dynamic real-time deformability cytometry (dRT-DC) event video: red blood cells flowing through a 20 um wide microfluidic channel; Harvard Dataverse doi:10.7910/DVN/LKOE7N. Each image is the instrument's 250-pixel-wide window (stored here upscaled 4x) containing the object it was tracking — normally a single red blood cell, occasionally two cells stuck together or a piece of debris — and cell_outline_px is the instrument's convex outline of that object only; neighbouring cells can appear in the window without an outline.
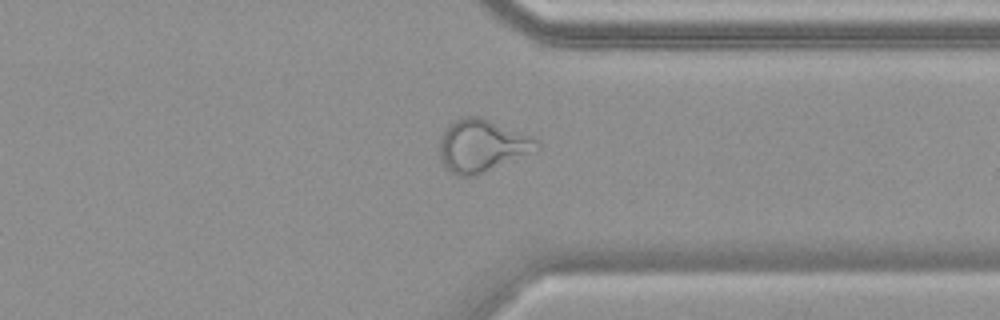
{"species": "common noctule bat (a hibernating species)", "species_latin": "Nyctalus noctula", "temperature_condition": "warm", "stored_images_in_passage": 54, "camera_frame_rate_fps": 3000, "um_per_image_px": 0.085, "animal": {"sex": "female", "body_mass_g": 19.9}, "frame": {"image": 1, "passage_image": 42, "time_ms": 13.667, "image_size_px": [1000, 320], "cell_outline_px": [[540, 148], [536, 152], [484, 172], [472, 176], [456, 176], [444, 168], [440, 156], [440, 140], [448, 124], [460, 116], [480, 116], [536, 136], [540, 140]], "centroid_in_image_um": [41.03, 12.37], "position_along_channel_um": 370.4, "area_um2": 30.46}}
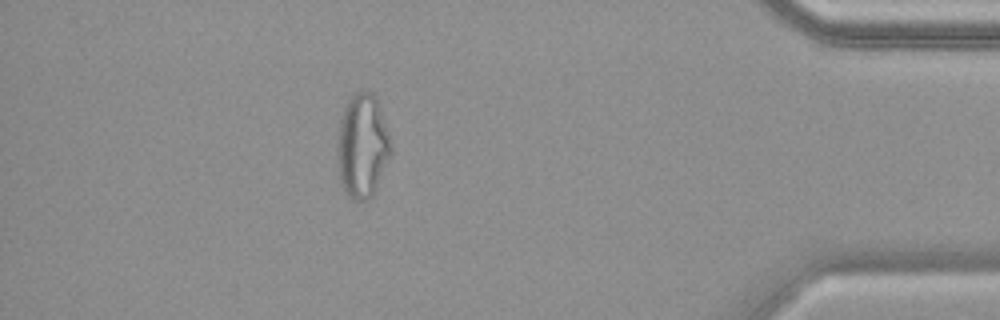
{"frame": {"image": 2, "passage_image": 48, "time_ms": 15.667, "image_size_px": [1000, 320], "cell_outline_px": [[392, 152], [372, 196], [368, 200], [352, 200], [344, 192], [340, 184], [336, 148], [340, 120], [344, 108], [348, 100], [356, 92], [372, 92], [376, 96], [388, 132], [392, 148]], "centroid_in_image_um": [30.78, 12.43], "position_along_channel_um": 404.4, "area_um2": 32.54}}